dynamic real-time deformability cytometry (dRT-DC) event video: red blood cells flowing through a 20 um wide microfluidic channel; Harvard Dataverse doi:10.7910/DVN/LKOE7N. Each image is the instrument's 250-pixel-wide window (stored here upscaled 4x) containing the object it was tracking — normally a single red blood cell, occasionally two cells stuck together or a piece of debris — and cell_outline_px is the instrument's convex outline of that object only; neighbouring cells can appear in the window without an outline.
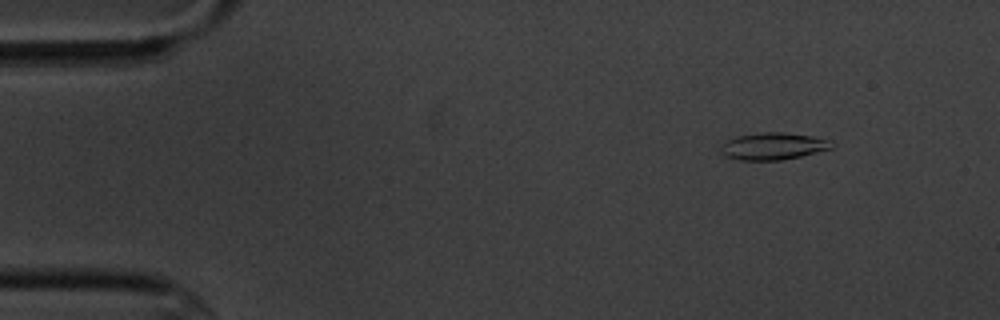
{"species": "common noctule bat (a hibernating species)", "species_latin": "Nyctalus noctula", "temperature_condition": "cold", "stored_images_in_passage": 3, "camera_frame_rate_fps": 3000, "um_per_image_px": 0.085, "animal": {"sex": "male", "body_mass_g": 20.1, "forearm_length_mm": 53.5}, "frame": {"image": 1, "passage_image": 1, "time_ms": 0.0, "image_size_px": [1000, 320], "cell_outline_px": [[832, 148], [800, 156], [780, 160], [740, 160], [724, 156], [720, 152], [720, 144], [724, 140], [736, 136], [764, 132], [784, 132], [812, 136], [832, 140]], "centroid_in_image_um": [65.66, 12.42], "position_along_channel_um": 19.3, "area_um2": 17.63}}